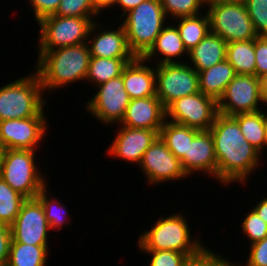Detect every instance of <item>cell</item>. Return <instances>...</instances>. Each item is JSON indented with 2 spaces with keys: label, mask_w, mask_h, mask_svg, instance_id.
I'll return each mask as SVG.
<instances>
[{
  "label": "cell",
  "mask_w": 267,
  "mask_h": 266,
  "mask_svg": "<svg viewBox=\"0 0 267 266\" xmlns=\"http://www.w3.org/2000/svg\"><path fill=\"white\" fill-rule=\"evenodd\" d=\"M209 130L217 159V180L225 186L246 183L259 166L262 154L245 140L233 116L218 113Z\"/></svg>",
  "instance_id": "obj_1"
},
{
  "label": "cell",
  "mask_w": 267,
  "mask_h": 266,
  "mask_svg": "<svg viewBox=\"0 0 267 266\" xmlns=\"http://www.w3.org/2000/svg\"><path fill=\"white\" fill-rule=\"evenodd\" d=\"M38 53L35 71L44 92L68 87V84L86 78L91 57L87 42Z\"/></svg>",
  "instance_id": "obj_2"
},
{
  "label": "cell",
  "mask_w": 267,
  "mask_h": 266,
  "mask_svg": "<svg viewBox=\"0 0 267 266\" xmlns=\"http://www.w3.org/2000/svg\"><path fill=\"white\" fill-rule=\"evenodd\" d=\"M185 218L181 212L158 218L150 230L139 236L138 248L140 250H172L188 254L190 257L199 255L206 246H203L200 238L192 239Z\"/></svg>",
  "instance_id": "obj_3"
},
{
  "label": "cell",
  "mask_w": 267,
  "mask_h": 266,
  "mask_svg": "<svg viewBox=\"0 0 267 266\" xmlns=\"http://www.w3.org/2000/svg\"><path fill=\"white\" fill-rule=\"evenodd\" d=\"M40 78L35 72L0 87V121L46 117V99Z\"/></svg>",
  "instance_id": "obj_4"
},
{
  "label": "cell",
  "mask_w": 267,
  "mask_h": 266,
  "mask_svg": "<svg viewBox=\"0 0 267 266\" xmlns=\"http://www.w3.org/2000/svg\"><path fill=\"white\" fill-rule=\"evenodd\" d=\"M130 50L143 57L154 45L167 19L160 0H145L122 16Z\"/></svg>",
  "instance_id": "obj_5"
},
{
  "label": "cell",
  "mask_w": 267,
  "mask_h": 266,
  "mask_svg": "<svg viewBox=\"0 0 267 266\" xmlns=\"http://www.w3.org/2000/svg\"><path fill=\"white\" fill-rule=\"evenodd\" d=\"M35 153V150L4 149L0 156V176L26 199L36 198L47 185L45 175L35 163Z\"/></svg>",
  "instance_id": "obj_6"
},
{
  "label": "cell",
  "mask_w": 267,
  "mask_h": 266,
  "mask_svg": "<svg viewBox=\"0 0 267 266\" xmlns=\"http://www.w3.org/2000/svg\"><path fill=\"white\" fill-rule=\"evenodd\" d=\"M93 17L49 15L38 22L40 27L38 51H49L87 42Z\"/></svg>",
  "instance_id": "obj_7"
},
{
  "label": "cell",
  "mask_w": 267,
  "mask_h": 266,
  "mask_svg": "<svg viewBox=\"0 0 267 266\" xmlns=\"http://www.w3.org/2000/svg\"><path fill=\"white\" fill-rule=\"evenodd\" d=\"M206 7L210 32L219 35L227 43L248 41L258 37L243 1Z\"/></svg>",
  "instance_id": "obj_8"
},
{
  "label": "cell",
  "mask_w": 267,
  "mask_h": 266,
  "mask_svg": "<svg viewBox=\"0 0 267 266\" xmlns=\"http://www.w3.org/2000/svg\"><path fill=\"white\" fill-rule=\"evenodd\" d=\"M155 65L156 97L165 109L181 97L200 92L198 72L190 64L180 61Z\"/></svg>",
  "instance_id": "obj_9"
},
{
  "label": "cell",
  "mask_w": 267,
  "mask_h": 266,
  "mask_svg": "<svg viewBox=\"0 0 267 266\" xmlns=\"http://www.w3.org/2000/svg\"><path fill=\"white\" fill-rule=\"evenodd\" d=\"M217 114V101L201 92L181 97L166 108V120L199 131L209 130Z\"/></svg>",
  "instance_id": "obj_10"
},
{
  "label": "cell",
  "mask_w": 267,
  "mask_h": 266,
  "mask_svg": "<svg viewBox=\"0 0 267 266\" xmlns=\"http://www.w3.org/2000/svg\"><path fill=\"white\" fill-rule=\"evenodd\" d=\"M217 103L218 113L227 116L261 110L259 106L263 105L264 101L260 79L256 75L237 74Z\"/></svg>",
  "instance_id": "obj_11"
},
{
  "label": "cell",
  "mask_w": 267,
  "mask_h": 266,
  "mask_svg": "<svg viewBox=\"0 0 267 266\" xmlns=\"http://www.w3.org/2000/svg\"><path fill=\"white\" fill-rule=\"evenodd\" d=\"M97 88L96 94L86 103L88 113L104 126L119 124L130 101L122 76L110 79Z\"/></svg>",
  "instance_id": "obj_12"
},
{
  "label": "cell",
  "mask_w": 267,
  "mask_h": 266,
  "mask_svg": "<svg viewBox=\"0 0 267 266\" xmlns=\"http://www.w3.org/2000/svg\"><path fill=\"white\" fill-rule=\"evenodd\" d=\"M11 239L28 245H49V224L42 204L37 198L26 199L10 226Z\"/></svg>",
  "instance_id": "obj_13"
},
{
  "label": "cell",
  "mask_w": 267,
  "mask_h": 266,
  "mask_svg": "<svg viewBox=\"0 0 267 266\" xmlns=\"http://www.w3.org/2000/svg\"><path fill=\"white\" fill-rule=\"evenodd\" d=\"M138 166L142 168L148 183L152 186L187 177L181 161L167 148L160 136L145 151Z\"/></svg>",
  "instance_id": "obj_14"
},
{
  "label": "cell",
  "mask_w": 267,
  "mask_h": 266,
  "mask_svg": "<svg viewBox=\"0 0 267 266\" xmlns=\"http://www.w3.org/2000/svg\"><path fill=\"white\" fill-rule=\"evenodd\" d=\"M46 119L47 117H30L0 121V145L3 150H36L47 134Z\"/></svg>",
  "instance_id": "obj_15"
},
{
  "label": "cell",
  "mask_w": 267,
  "mask_h": 266,
  "mask_svg": "<svg viewBox=\"0 0 267 266\" xmlns=\"http://www.w3.org/2000/svg\"><path fill=\"white\" fill-rule=\"evenodd\" d=\"M107 152L122 161L140 164L145 151L159 137L160 130L134 129L121 126Z\"/></svg>",
  "instance_id": "obj_16"
},
{
  "label": "cell",
  "mask_w": 267,
  "mask_h": 266,
  "mask_svg": "<svg viewBox=\"0 0 267 266\" xmlns=\"http://www.w3.org/2000/svg\"><path fill=\"white\" fill-rule=\"evenodd\" d=\"M165 120V107L156 96H151L130 100L119 125L134 129L161 130Z\"/></svg>",
  "instance_id": "obj_17"
},
{
  "label": "cell",
  "mask_w": 267,
  "mask_h": 266,
  "mask_svg": "<svg viewBox=\"0 0 267 266\" xmlns=\"http://www.w3.org/2000/svg\"><path fill=\"white\" fill-rule=\"evenodd\" d=\"M97 27L100 28V24L94 20L87 39L91 57L136 58L129 48L126 31L122 24L116 30L111 28V30L104 29L99 31ZM96 31H99V33L95 34ZM90 34H93V36Z\"/></svg>",
  "instance_id": "obj_18"
},
{
  "label": "cell",
  "mask_w": 267,
  "mask_h": 266,
  "mask_svg": "<svg viewBox=\"0 0 267 266\" xmlns=\"http://www.w3.org/2000/svg\"><path fill=\"white\" fill-rule=\"evenodd\" d=\"M180 161L187 176L204 171L217 180V159L210 130L199 131L193 140H189L188 155Z\"/></svg>",
  "instance_id": "obj_19"
},
{
  "label": "cell",
  "mask_w": 267,
  "mask_h": 266,
  "mask_svg": "<svg viewBox=\"0 0 267 266\" xmlns=\"http://www.w3.org/2000/svg\"><path fill=\"white\" fill-rule=\"evenodd\" d=\"M145 63L143 57H136L122 71L124 88L130 100L156 96L155 67L153 69Z\"/></svg>",
  "instance_id": "obj_20"
},
{
  "label": "cell",
  "mask_w": 267,
  "mask_h": 266,
  "mask_svg": "<svg viewBox=\"0 0 267 266\" xmlns=\"http://www.w3.org/2000/svg\"><path fill=\"white\" fill-rule=\"evenodd\" d=\"M227 42L209 32L201 42L188 52L191 67L197 72L208 69L226 59ZM193 64V65H192Z\"/></svg>",
  "instance_id": "obj_21"
},
{
  "label": "cell",
  "mask_w": 267,
  "mask_h": 266,
  "mask_svg": "<svg viewBox=\"0 0 267 266\" xmlns=\"http://www.w3.org/2000/svg\"><path fill=\"white\" fill-rule=\"evenodd\" d=\"M157 53H159L158 55L161 59L158 58L159 62L156 61V64L178 63V61H175L174 58L179 59L178 57L181 58V56H183L184 54L188 56V51L184 47L176 24L175 26H164V28L157 36L154 45L143 56V59H145V61L149 63V61L153 58V56L155 57Z\"/></svg>",
  "instance_id": "obj_22"
},
{
  "label": "cell",
  "mask_w": 267,
  "mask_h": 266,
  "mask_svg": "<svg viewBox=\"0 0 267 266\" xmlns=\"http://www.w3.org/2000/svg\"><path fill=\"white\" fill-rule=\"evenodd\" d=\"M199 91L217 102L222 97L229 82L237 75L232 65L224 61L198 72Z\"/></svg>",
  "instance_id": "obj_23"
},
{
  "label": "cell",
  "mask_w": 267,
  "mask_h": 266,
  "mask_svg": "<svg viewBox=\"0 0 267 266\" xmlns=\"http://www.w3.org/2000/svg\"><path fill=\"white\" fill-rule=\"evenodd\" d=\"M258 110L256 112L239 113L233 115L239 124L241 133L253 147L260 153L265 149L266 144V112Z\"/></svg>",
  "instance_id": "obj_24"
},
{
  "label": "cell",
  "mask_w": 267,
  "mask_h": 266,
  "mask_svg": "<svg viewBox=\"0 0 267 266\" xmlns=\"http://www.w3.org/2000/svg\"><path fill=\"white\" fill-rule=\"evenodd\" d=\"M199 130L187 125L165 120L159 136L166 143L167 148L181 160L188 155L189 140H193Z\"/></svg>",
  "instance_id": "obj_25"
},
{
  "label": "cell",
  "mask_w": 267,
  "mask_h": 266,
  "mask_svg": "<svg viewBox=\"0 0 267 266\" xmlns=\"http://www.w3.org/2000/svg\"><path fill=\"white\" fill-rule=\"evenodd\" d=\"M135 58L90 57L85 80L99 86L110 79L121 76L124 67Z\"/></svg>",
  "instance_id": "obj_26"
},
{
  "label": "cell",
  "mask_w": 267,
  "mask_h": 266,
  "mask_svg": "<svg viewBox=\"0 0 267 266\" xmlns=\"http://www.w3.org/2000/svg\"><path fill=\"white\" fill-rule=\"evenodd\" d=\"M49 245H28L11 239L6 266H45Z\"/></svg>",
  "instance_id": "obj_27"
},
{
  "label": "cell",
  "mask_w": 267,
  "mask_h": 266,
  "mask_svg": "<svg viewBox=\"0 0 267 266\" xmlns=\"http://www.w3.org/2000/svg\"><path fill=\"white\" fill-rule=\"evenodd\" d=\"M195 16L177 18V29L184 47L189 52L210 32L209 17L207 12Z\"/></svg>",
  "instance_id": "obj_28"
},
{
  "label": "cell",
  "mask_w": 267,
  "mask_h": 266,
  "mask_svg": "<svg viewBox=\"0 0 267 266\" xmlns=\"http://www.w3.org/2000/svg\"><path fill=\"white\" fill-rule=\"evenodd\" d=\"M226 60L236 74L255 75L254 39L227 43Z\"/></svg>",
  "instance_id": "obj_29"
},
{
  "label": "cell",
  "mask_w": 267,
  "mask_h": 266,
  "mask_svg": "<svg viewBox=\"0 0 267 266\" xmlns=\"http://www.w3.org/2000/svg\"><path fill=\"white\" fill-rule=\"evenodd\" d=\"M26 200L24 196L14 191L0 176V223L11 226L15 221L21 205Z\"/></svg>",
  "instance_id": "obj_30"
},
{
  "label": "cell",
  "mask_w": 267,
  "mask_h": 266,
  "mask_svg": "<svg viewBox=\"0 0 267 266\" xmlns=\"http://www.w3.org/2000/svg\"><path fill=\"white\" fill-rule=\"evenodd\" d=\"M47 186L48 185H46L40 191V193L36 196V198L40 201V203L43 206L45 217L49 224L50 230L52 228L53 230H55L56 228L58 230L59 229L61 230V228L68 222V221H65L66 219H64V216H63L64 213H68V212L67 210H65L66 207L61 201H58L57 199H54V197L51 198L47 195V192H48Z\"/></svg>",
  "instance_id": "obj_31"
},
{
  "label": "cell",
  "mask_w": 267,
  "mask_h": 266,
  "mask_svg": "<svg viewBox=\"0 0 267 266\" xmlns=\"http://www.w3.org/2000/svg\"><path fill=\"white\" fill-rule=\"evenodd\" d=\"M166 17L171 19L201 14L205 6L204 0H160ZM174 17V18H173Z\"/></svg>",
  "instance_id": "obj_32"
},
{
  "label": "cell",
  "mask_w": 267,
  "mask_h": 266,
  "mask_svg": "<svg viewBox=\"0 0 267 266\" xmlns=\"http://www.w3.org/2000/svg\"><path fill=\"white\" fill-rule=\"evenodd\" d=\"M258 36H267V0H243Z\"/></svg>",
  "instance_id": "obj_33"
},
{
  "label": "cell",
  "mask_w": 267,
  "mask_h": 266,
  "mask_svg": "<svg viewBox=\"0 0 267 266\" xmlns=\"http://www.w3.org/2000/svg\"><path fill=\"white\" fill-rule=\"evenodd\" d=\"M54 15L72 17H98L91 0H61Z\"/></svg>",
  "instance_id": "obj_34"
},
{
  "label": "cell",
  "mask_w": 267,
  "mask_h": 266,
  "mask_svg": "<svg viewBox=\"0 0 267 266\" xmlns=\"http://www.w3.org/2000/svg\"><path fill=\"white\" fill-rule=\"evenodd\" d=\"M241 227L251 244L267 237V223L253 209L245 216Z\"/></svg>",
  "instance_id": "obj_35"
},
{
  "label": "cell",
  "mask_w": 267,
  "mask_h": 266,
  "mask_svg": "<svg viewBox=\"0 0 267 266\" xmlns=\"http://www.w3.org/2000/svg\"><path fill=\"white\" fill-rule=\"evenodd\" d=\"M151 256L149 266H184L191 258L188 254L172 250H141Z\"/></svg>",
  "instance_id": "obj_36"
},
{
  "label": "cell",
  "mask_w": 267,
  "mask_h": 266,
  "mask_svg": "<svg viewBox=\"0 0 267 266\" xmlns=\"http://www.w3.org/2000/svg\"><path fill=\"white\" fill-rule=\"evenodd\" d=\"M209 248H205L199 255L189 258L184 266H235Z\"/></svg>",
  "instance_id": "obj_37"
},
{
  "label": "cell",
  "mask_w": 267,
  "mask_h": 266,
  "mask_svg": "<svg viewBox=\"0 0 267 266\" xmlns=\"http://www.w3.org/2000/svg\"><path fill=\"white\" fill-rule=\"evenodd\" d=\"M255 75L260 78L267 74V36L254 39Z\"/></svg>",
  "instance_id": "obj_38"
},
{
  "label": "cell",
  "mask_w": 267,
  "mask_h": 266,
  "mask_svg": "<svg viewBox=\"0 0 267 266\" xmlns=\"http://www.w3.org/2000/svg\"><path fill=\"white\" fill-rule=\"evenodd\" d=\"M249 252L248 261L245 266H267V237L250 244ZM235 266H237V264H235ZM238 266H240V264H238Z\"/></svg>",
  "instance_id": "obj_39"
},
{
  "label": "cell",
  "mask_w": 267,
  "mask_h": 266,
  "mask_svg": "<svg viewBox=\"0 0 267 266\" xmlns=\"http://www.w3.org/2000/svg\"><path fill=\"white\" fill-rule=\"evenodd\" d=\"M32 10L34 11V18L38 22L41 18L55 14L59 8L61 0H28Z\"/></svg>",
  "instance_id": "obj_40"
},
{
  "label": "cell",
  "mask_w": 267,
  "mask_h": 266,
  "mask_svg": "<svg viewBox=\"0 0 267 266\" xmlns=\"http://www.w3.org/2000/svg\"><path fill=\"white\" fill-rule=\"evenodd\" d=\"M11 229L0 223V266H6L9 258Z\"/></svg>",
  "instance_id": "obj_41"
},
{
  "label": "cell",
  "mask_w": 267,
  "mask_h": 266,
  "mask_svg": "<svg viewBox=\"0 0 267 266\" xmlns=\"http://www.w3.org/2000/svg\"><path fill=\"white\" fill-rule=\"evenodd\" d=\"M144 1L145 0H117L116 5L120 6L122 10V15H120L121 20L124 14L137 7L141 2Z\"/></svg>",
  "instance_id": "obj_42"
},
{
  "label": "cell",
  "mask_w": 267,
  "mask_h": 266,
  "mask_svg": "<svg viewBox=\"0 0 267 266\" xmlns=\"http://www.w3.org/2000/svg\"><path fill=\"white\" fill-rule=\"evenodd\" d=\"M116 2L117 0H91L93 8L98 14L108 7H114Z\"/></svg>",
  "instance_id": "obj_43"
},
{
  "label": "cell",
  "mask_w": 267,
  "mask_h": 266,
  "mask_svg": "<svg viewBox=\"0 0 267 266\" xmlns=\"http://www.w3.org/2000/svg\"><path fill=\"white\" fill-rule=\"evenodd\" d=\"M252 208L258 214V216L267 223V197L258 201V204Z\"/></svg>",
  "instance_id": "obj_44"
},
{
  "label": "cell",
  "mask_w": 267,
  "mask_h": 266,
  "mask_svg": "<svg viewBox=\"0 0 267 266\" xmlns=\"http://www.w3.org/2000/svg\"><path fill=\"white\" fill-rule=\"evenodd\" d=\"M260 87H261V95L264 103H266L267 106V74L260 77Z\"/></svg>",
  "instance_id": "obj_45"
},
{
  "label": "cell",
  "mask_w": 267,
  "mask_h": 266,
  "mask_svg": "<svg viewBox=\"0 0 267 266\" xmlns=\"http://www.w3.org/2000/svg\"><path fill=\"white\" fill-rule=\"evenodd\" d=\"M243 0H204V4L207 5H213V4H219V3H229V2H240Z\"/></svg>",
  "instance_id": "obj_46"
},
{
  "label": "cell",
  "mask_w": 267,
  "mask_h": 266,
  "mask_svg": "<svg viewBox=\"0 0 267 266\" xmlns=\"http://www.w3.org/2000/svg\"><path fill=\"white\" fill-rule=\"evenodd\" d=\"M265 147H267V113H266V144Z\"/></svg>",
  "instance_id": "obj_47"
},
{
  "label": "cell",
  "mask_w": 267,
  "mask_h": 266,
  "mask_svg": "<svg viewBox=\"0 0 267 266\" xmlns=\"http://www.w3.org/2000/svg\"><path fill=\"white\" fill-rule=\"evenodd\" d=\"M2 151H3V148H2V146L0 145V156H1V154H2Z\"/></svg>",
  "instance_id": "obj_48"
}]
</instances>
